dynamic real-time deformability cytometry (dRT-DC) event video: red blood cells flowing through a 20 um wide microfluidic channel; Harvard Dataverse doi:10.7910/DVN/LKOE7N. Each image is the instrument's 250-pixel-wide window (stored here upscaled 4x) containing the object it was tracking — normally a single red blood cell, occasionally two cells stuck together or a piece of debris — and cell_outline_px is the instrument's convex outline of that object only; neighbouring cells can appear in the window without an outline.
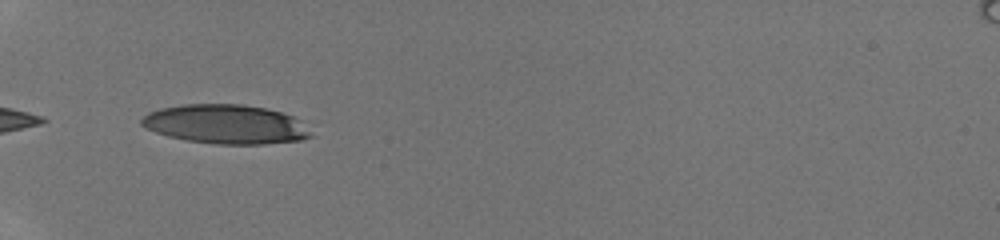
{"species": "human", "species_latin": "Homo sapiens", "temperature_condition": "room temperature", "stored_images_in_passage": 22, "camera_frame_rate_fps": 3000, "um_per_image_px": 0.085, "donor": {"sex": "male"}, "frame": {"image": 1, "passage_image": 1, "time_ms": 0.0, "image_size_px": [1000, 240], "cell_outline_px": [[312, 136], [300, 140], [264, 144], [216, 144], [188, 140], [168, 136], [156, 132], [140, 124], [140, 120], [148, 112], [160, 108], [180, 104], [244, 104], [264, 108], [280, 112], [292, 116], [300, 120]], "centroid_in_image_um": [19.15, 10.55], "position_along_channel_um": 65.8, "area_um2": 38.44}}
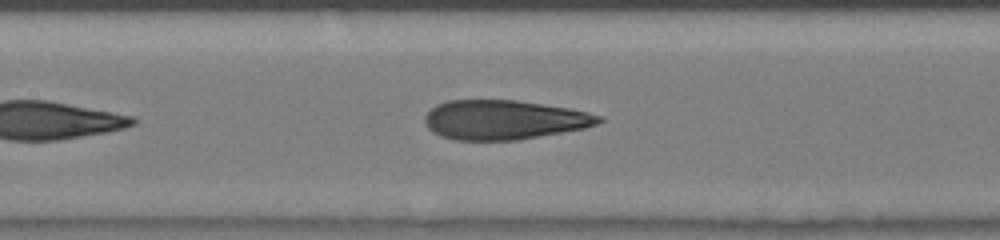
{"frame": {"image": 2, "passage_image": 9, "time_ms": 2.667, "image_size_px": [1000, 240], "cell_outline_px": [[604, 120], [596, 124], [584, 128], [516, 140], [452, 140], [440, 136], [432, 132], [424, 124], [424, 116], [436, 104], [448, 100], [516, 100], [568, 108], [588, 112], [604, 116]], "centroid_in_image_um": [42.8, 10.18], "position_along_channel_um": 164.6, "area_um2": 40.0}}
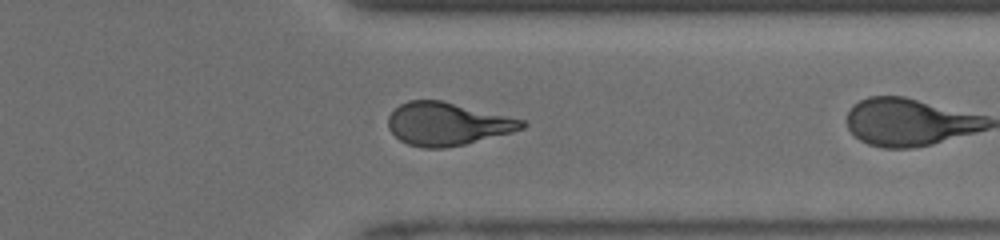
{"frame": {"image": 3, "passage_image": 21, "time_ms": 6.667, "image_size_px": [1000, 240], "cell_outline_px": [[528, 124], [524, 128], [512, 132], [464, 144], [444, 148], [424, 148], [408, 144], [400, 140], [388, 128], [388, 116], [400, 104], [408, 100], [440, 100], [524, 120]], "centroid_in_image_um": [38.0, 10.53], "position_along_channel_um": 373.4, "area_um2": 33.12}}